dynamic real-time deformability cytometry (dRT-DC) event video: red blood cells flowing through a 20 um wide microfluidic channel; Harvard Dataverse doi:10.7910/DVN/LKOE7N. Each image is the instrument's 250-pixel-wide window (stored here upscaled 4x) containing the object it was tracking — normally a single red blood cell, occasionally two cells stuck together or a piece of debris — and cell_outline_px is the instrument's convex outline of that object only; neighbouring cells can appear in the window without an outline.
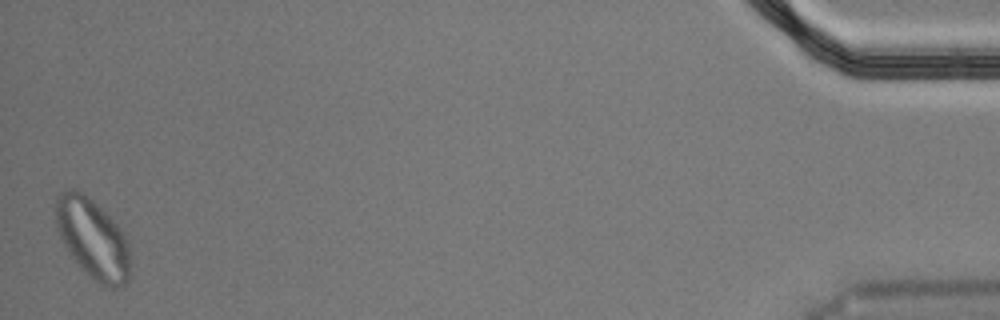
{"species": "Egyptian fruit bat (a non-hibernating species)", "species_latin": "Rousettus aegyptiacus", "temperature_condition": "cold", "stored_images_in_passage": 49, "segment_of_instrument_passage": [2, 2], "camera_frame_rate_fps": 3000, "um_per_image_px": 0.085, "animal": {"sex": "male"}, "frame": {"image": 1, "passage_image": 49, "time_ms": 16.0, "image_size_px": [1000, 320], "cell_outline_px": [[128, 280], [124, 284], [116, 288], [104, 288], [88, 276], [72, 256], [64, 244], [60, 236], [56, 224], [56, 200], [60, 192], [68, 188], [72, 188], [88, 196], [120, 228], [128, 240]], "centroid_in_image_um": [7.87, 20.3], "position_along_channel_um": 427.3, "area_um2": 34.22}}